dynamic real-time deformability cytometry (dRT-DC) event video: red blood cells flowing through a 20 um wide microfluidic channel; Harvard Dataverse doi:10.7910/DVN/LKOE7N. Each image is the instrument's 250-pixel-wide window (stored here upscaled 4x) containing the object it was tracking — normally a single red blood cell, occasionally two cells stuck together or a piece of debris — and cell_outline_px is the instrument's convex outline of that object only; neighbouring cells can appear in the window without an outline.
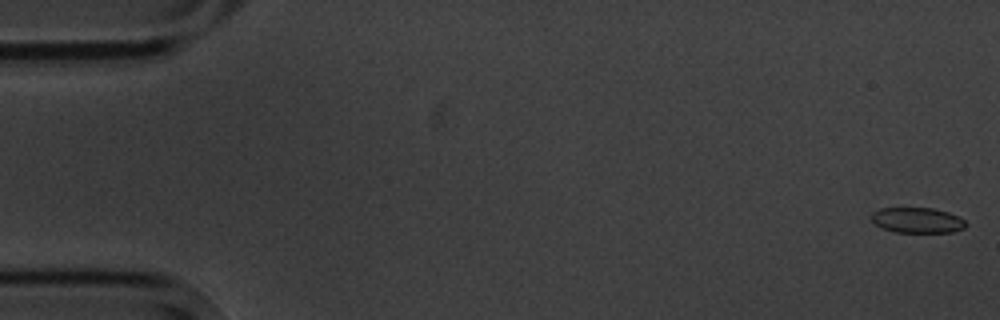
{"species": "common noctule bat (a hibernating species)", "species_latin": "Nyctalus noctula", "temperature_condition": "cold", "stored_images_in_passage": 5, "camera_frame_rate_fps": 3000, "um_per_image_px": 0.085, "animal": {"sex": "male", "body_mass_g": 20.1, "forearm_length_mm": 53.5}, "frame": {"image": 1, "passage_image": 1, "time_ms": 0.0, "image_size_px": [1000, 320], "cell_outline_px": [[968, 224], [964, 228], [952, 232], [896, 232], [884, 228], [876, 224], [872, 220], [872, 212], [880, 208], [932, 208], [948, 212], [960, 216]], "centroid_in_image_um": [78.01, 18.71], "position_along_channel_um": 7.0, "area_um2": 13.93}}
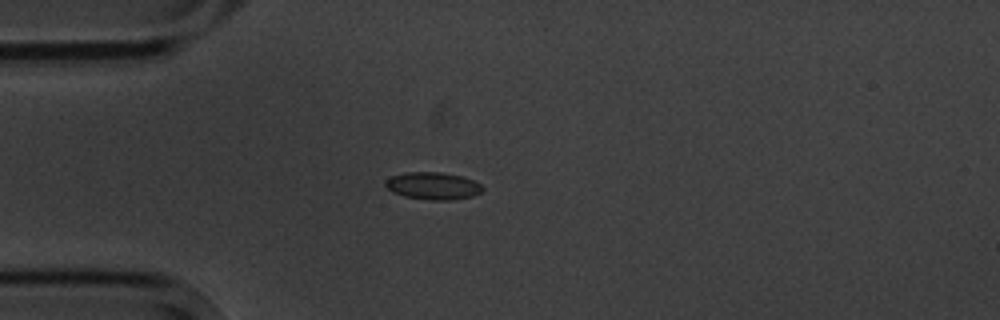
{"frame": {"image": 2, "passage_image": 5, "time_ms": 4.667, "image_size_px": [1000, 320], "cell_outline_px": [[484, 188], [480, 192], [472, 196], [452, 200], [432, 200], [404, 196], [392, 192], [384, 184], [384, 180], [392, 176], [404, 172], [440, 172], [464, 176], [480, 184]], "centroid_in_image_um": [36.79, 15.79], "position_along_channel_um": 48.2, "area_um2": 15.49}}